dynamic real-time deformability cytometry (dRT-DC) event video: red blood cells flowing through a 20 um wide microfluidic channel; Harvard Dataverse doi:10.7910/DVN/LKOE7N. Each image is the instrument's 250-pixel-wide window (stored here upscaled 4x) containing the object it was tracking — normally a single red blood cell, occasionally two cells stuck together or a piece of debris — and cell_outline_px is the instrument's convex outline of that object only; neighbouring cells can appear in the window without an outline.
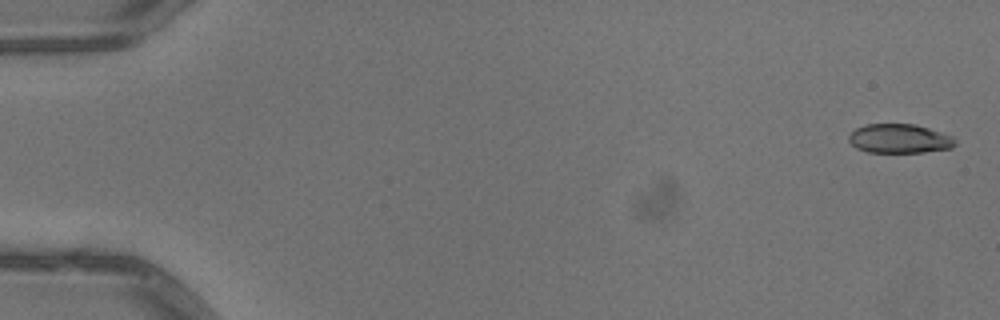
{"species": "common noctule bat (a hibernating species)", "species_latin": "Nyctalus noctula", "temperature_condition": "warm", "stored_images_in_passage": 6, "camera_frame_rate_fps": 3000, "um_per_image_px": 0.085, "animal": {"sex": "male", "body_mass_g": 13.3}, "frame": {"image": 1, "passage_image": 1, "time_ms": 0.0, "image_size_px": [1000, 320], "cell_outline_px": [[956, 144], [952, 148], [924, 152], [868, 152], [856, 148], [848, 140], [848, 136], [856, 128], [864, 124], [916, 124], [952, 136], [956, 140]], "centroid_in_image_um": [76.45, 11.78], "position_along_channel_um": 8.5, "area_um2": 18.09}}
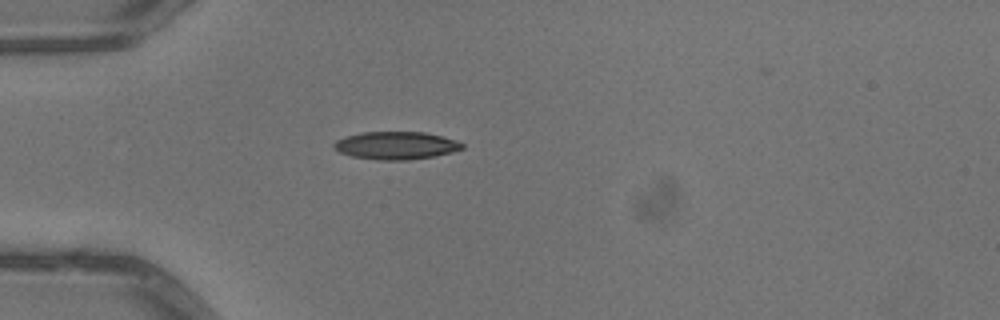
{"frame": {"image": 2, "passage_image": 5, "time_ms": 1.333, "image_size_px": [1000, 320], "cell_outline_px": [[464, 148], [452, 152], [436, 156], [408, 160], [376, 160], [352, 156], [340, 152], [332, 148], [332, 144], [336, 140], [348, 136], [364, 132], [424, 132], [456, 140], [464, 144]], "centroid_in_image_um": [33.66, 12.37], "position_along_channel_um": 51.3, "area_um2": 20.75}}